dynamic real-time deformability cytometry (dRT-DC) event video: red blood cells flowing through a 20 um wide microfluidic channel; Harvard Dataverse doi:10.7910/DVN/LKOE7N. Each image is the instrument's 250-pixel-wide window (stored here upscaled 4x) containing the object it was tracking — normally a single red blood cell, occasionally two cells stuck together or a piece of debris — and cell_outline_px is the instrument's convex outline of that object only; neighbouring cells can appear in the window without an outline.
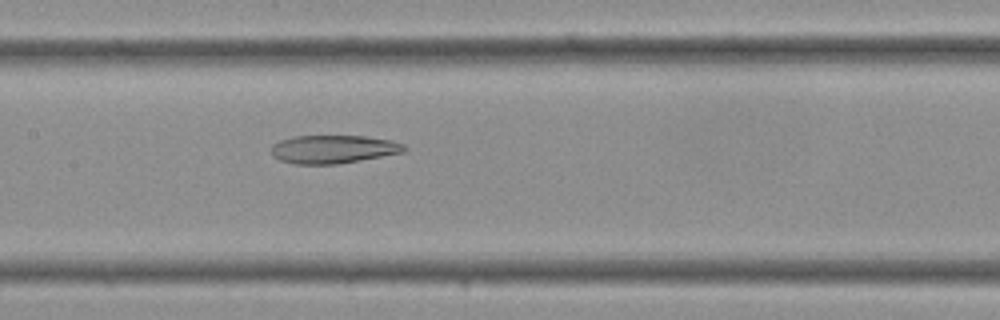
{"species": "Egyptian fruit bat (a non-hibernating species)", "species_latin": "Rousettus aegyptiacus", "temperature_condition": "cold", "stored_images_in_passage": 36, "camera_frame_rate_fps": 3000, "um_per_image_px": 0.085, "frame": {"image": 1, "passage_image": 17, "time_ms": 5.333, "image_size_px": [1000, 320], "cell_outline_px": [[408, 148], [404, 152], [360, 160], [336, 164], [296, 164], [280, 160], [272, 156], [272, 144], [280, 140], [292, 136], [368, 136], [392, 140], [404, 144]], "centroid_in_image_um": [28.34, 12.67], "position_along_channel_um": 179.1, "area_um2": 21.96}}
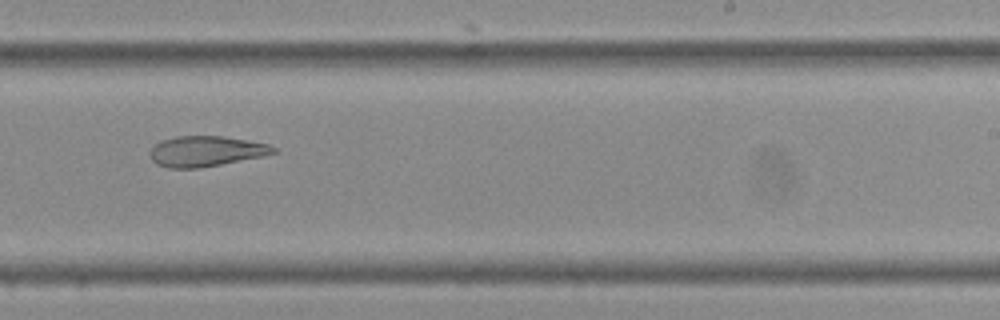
{"frame": {"image": 2, "passage_image": 22, "time_ms": 7.0, "image_size_px": [1000, 320], "cell_outline_px": [[280, 152], [264, 156], [200, 168], [168, 168], [156, 164], [152, 160], [148, 152], [160, 140], [176, 136], [224, 136], [248, 140], [268, 144], [276, 148]], "centroid_in_image_um": [17.52, 12.85], "position_along_channel_um": 271.5, "area_um2": 22.14}}
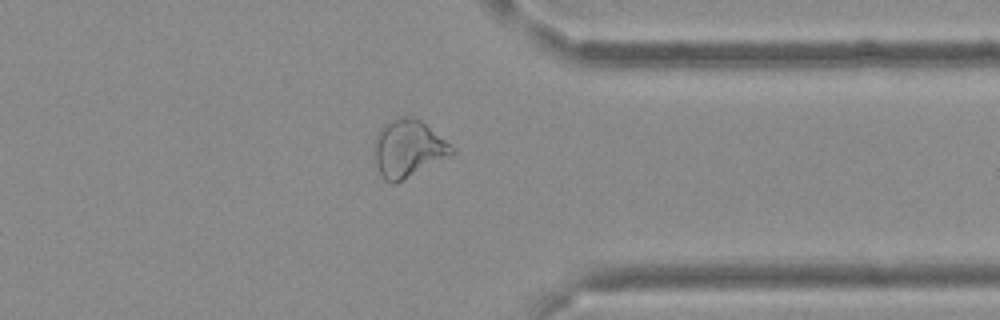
{"frame": {"image": 3, "passage_image": 28, "time_ms": 9.0, "image_size_px": [1000, 320], "cell_outline_px": [[456, 152], [396, 184], [392, 184], [384, 180], [380, 176], [376, 164], [372, 144], [384, 124], [392, 120], [404, 116], [416, 116], [456, 148]], "centroid_in_image_um": [34.68, 12.63], "position_along_channel_um": 376.7, "area_um2": 26.07}}